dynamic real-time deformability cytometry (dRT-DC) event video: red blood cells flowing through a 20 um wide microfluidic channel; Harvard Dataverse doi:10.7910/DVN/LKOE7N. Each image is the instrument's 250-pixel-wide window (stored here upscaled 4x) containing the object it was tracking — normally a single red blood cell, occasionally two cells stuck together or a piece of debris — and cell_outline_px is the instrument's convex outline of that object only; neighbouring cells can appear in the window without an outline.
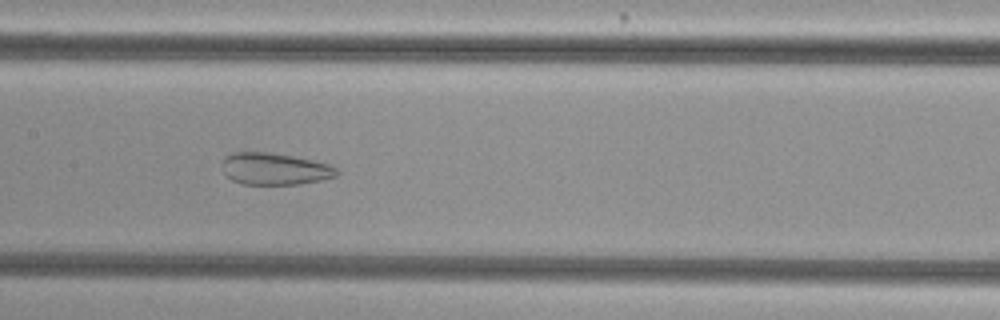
{"species": "common noctule bat (a hibernating species)", "species_latin": "Nyctalus noctula", "temperature_condition": "cold", "stored_images_in_passage": 56, "camera_frame_rate_fps": 3000, "um_per_image_px": 0.085, "animal": {"sex": "female", "body_mass_g": 29.2, "forearm_length_mm": 56.3}, "frame": {"image": 1, "passage_image": 28, "time_ms": 9.0, "image_size_px": [1000, 320], "cell_outline_px": [[340, 172], [336, 176], [324, 180], [300, 184], [244, 184], [232, 180], [224, 172], [224, 156], [232, 152], [268, 152], [292, 156], [332, 164]], "centroid_in_image_um": [23.41, 14.35], "position_along_channel_um": 184.0, "area_um2": 21.33}}
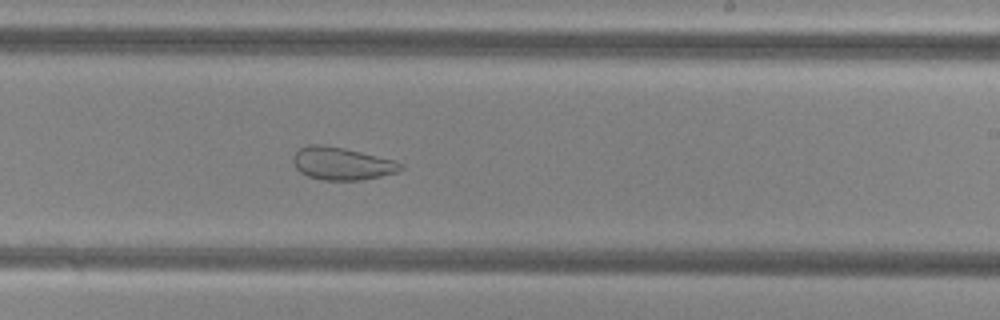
{"frame": {"image": 2, "passage_image": 34, "time_ms": 11.0, "image_size_px": [1000, 320], "cell_outline_px": [[404, 168], [400, 172], [360, 180], [324, 180], [308, 176], [300, 172], [296, 168], [292, 160], [292, 156], [300, 148], [308, 144], [320, 144], [344, 148], [396, 160], [404, 164]], "centroid_in_image_um": [29.09, 13.9], "position_along_channel_um": 259.9, "area_um2": 20.63}}
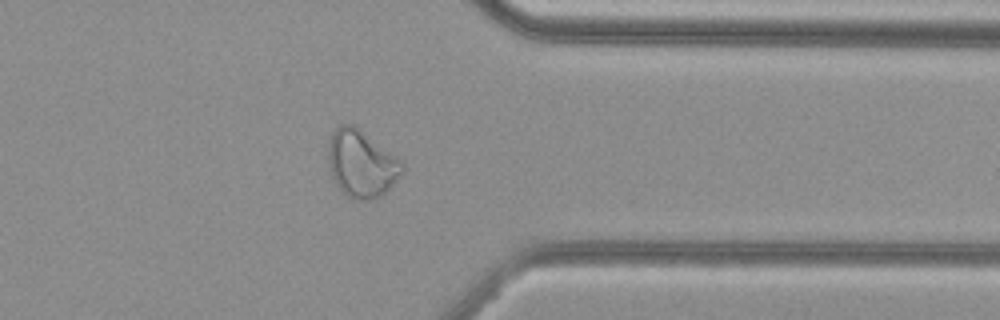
{"frame": {"image": 3, "passage_image": 44, "time_ms": 14.333, "image_size_px": [1000, 320], "cell_outline_px": [[404, 172], [380, 196], [372, 200], [352, 200], [336, 184], [328, 168], [328, 140], [332, 132], [340, 124], [356, 124], [396, 156], [404, 164]], "centroid_in_image_um": [30.7, 13.88], "position_along_channel_um": 380.7, "area_um2": 29.25}}